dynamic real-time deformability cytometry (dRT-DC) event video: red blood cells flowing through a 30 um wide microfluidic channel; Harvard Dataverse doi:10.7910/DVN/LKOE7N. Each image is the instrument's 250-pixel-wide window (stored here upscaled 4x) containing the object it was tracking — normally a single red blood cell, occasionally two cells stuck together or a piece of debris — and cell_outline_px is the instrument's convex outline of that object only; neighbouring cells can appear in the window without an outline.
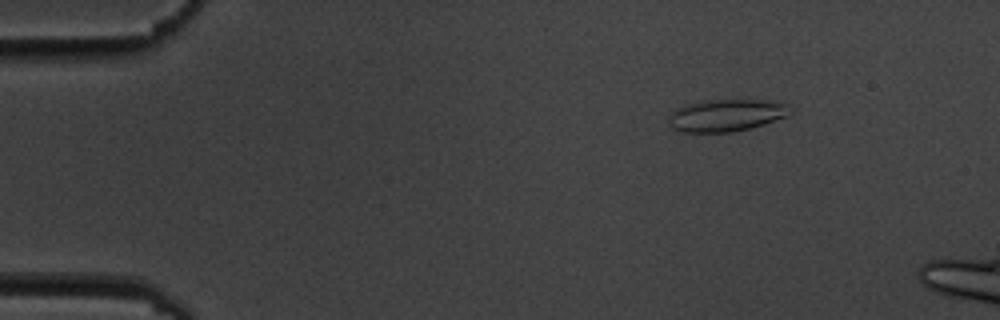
{"species": "common noctule bat (a hibernating species)", "species_latin": "Nyctalus noctula", "temperature_condition": "cold", "stored_images_in_passage": 4, "camera_frame_rate_fps": 3000, "um_per_image_px": 0.085, "animal": {"sex": "male", "body_mass_g": 19.5, "forearm_length_mm": 54.6}, "frame": {"image": 1, "passage_image": 2, "time_ms": 1.333, "image_size_px": [1000, 320], "cell_outline_px": [[792, 112], [788, 116], [764, 124], [732, 132], [680, 132], [672, 128], [668, 124], [668, 116], [676, 108], [684, 104], [704, 100], [740, 96], [784, 104], [792, 108]], "centroid_in_image_um": [61.71, 9.75], "position_along_channel_um": 23.3, "area_um2": 23.7}}